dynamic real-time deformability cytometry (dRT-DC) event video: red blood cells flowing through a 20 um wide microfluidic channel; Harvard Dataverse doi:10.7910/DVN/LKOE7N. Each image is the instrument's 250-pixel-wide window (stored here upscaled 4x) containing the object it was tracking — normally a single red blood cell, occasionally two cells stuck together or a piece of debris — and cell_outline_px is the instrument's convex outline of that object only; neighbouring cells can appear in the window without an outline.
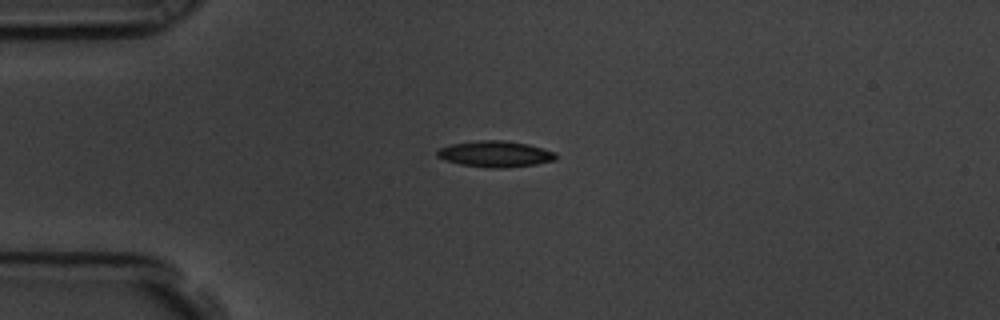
{"species": "common noctule bat (a hibernating species)", "species_latin": "Nyctalus noctula", "temperature_condition": "room temperature", "stored_images_in_passage": 44, "camera_frame_rate_fps": 3000, "um_per_image_px": 0.085, "animal": {"sex": "male", "body_mass_g": 19.5, "forearm_length_mm": 54.6}, "frame": {"image": 1, "passage_image": 1, "time_ms": 0.0, "image_size_px": [1000, 320], "cell_outline_px": [[556, 160], [536, 164], [504, 168], [488, 168], [460, 164], [444, 160], [436, 156], [436, 152], [440, 148], [452, 144], [480, 140], [504, 140], [528, 144], [556, 152]], "centroid_in_image_um": [42.1, 13.09], "position_along_channel_um": 42.9, "area_um2": 18.09}}
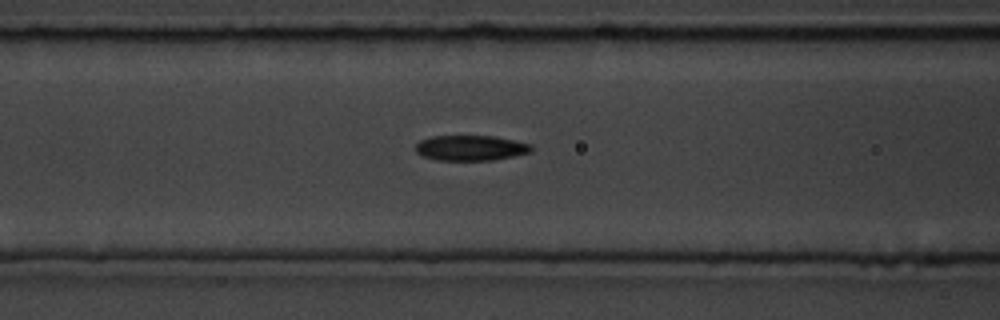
{"frame": {"image": 2, "passage_image": 10, "time_ms": 3.0, "image_size_px": [1000, 320], "cell_outline_px": [[532, 152], [492, 160], [436, 160], [424, 156], [416, 152], [416, 144], [420, 140], [432, 136], [492, 136], [532, 144]], "centroid_in_image_um": [40.0, 12.57], "position_along_channel_um": 126.6, "area_um2": 16.94}}
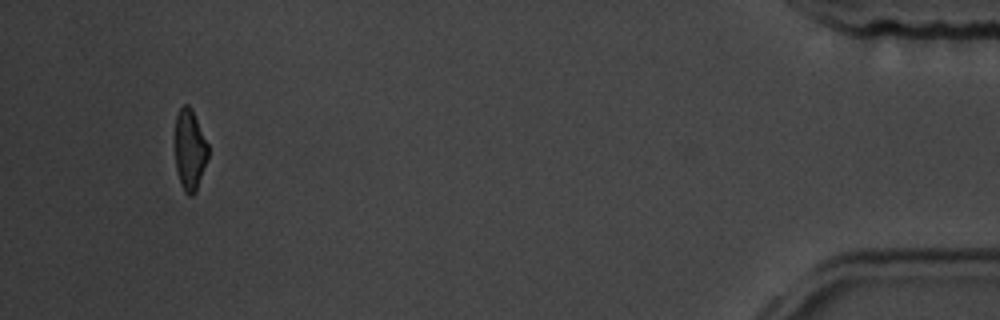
{"frame": {"image": 3, "passage_image": 41, "time_ms": 13.333, "image_size_px": [1000, 320], "cell_outline_px": [[208, 156], [196, 192], [192, 196], [188, 196], [184, 192], [180, 184], [176, 168], [176, 116], [180, 108], [184, 104], [188, 104], [192, 108], [208, 144]], "centroid_in_image_um": [16.14, 12.75], "position_along_channel_um": 419.1, "area_um2": 15.55}, "authors_computed_cell_mechanics": {"area_um2": 17.3111, "velocity_mm_per_s": 3.5568, "shape_relaxation_time_tau1_ms": 3.3474, "shape_relaxation_time_tau2_ms": 6.1641, "deformation_change_tau1": 0.1181, "deformation_change_tau2": 0.1535}}